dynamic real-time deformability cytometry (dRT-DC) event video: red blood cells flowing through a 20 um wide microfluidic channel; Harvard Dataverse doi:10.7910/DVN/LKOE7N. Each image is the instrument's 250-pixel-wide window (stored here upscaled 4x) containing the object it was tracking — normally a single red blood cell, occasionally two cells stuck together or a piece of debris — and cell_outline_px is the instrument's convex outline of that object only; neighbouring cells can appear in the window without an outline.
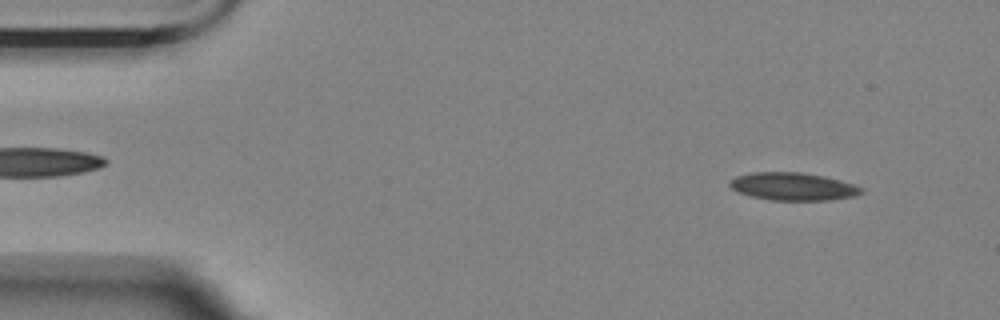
{"species": "Egyptian fruit bat (a non-hibernating species)", "species_latin": "Rousettus aegyptiacus", "temperature_condition": "room temperature", "stored_images_in_passage": 55, "camera_frame_rate_fps": 3000, "um_per_image_px": 0.085, "animal": {"sex": "female"}, "frame": {"image": 1, "passage_image": 4, "time_ms": 1.0, "image_size_px": [1000, 320], "cell_outline_px": [[864, 192], [852, 196], [828, 200], [772, 200], [752, 196], [740, 192], [732, 188], [728, 184], [728, 180], [736, 176], [748, 172], [800, 172], [824, 176], [840, 180], [864, 188]], "centroid_in_image_um": [67.38, 15.84], "position_along_channel_um": 17.6, "area_um2": 21.21}}
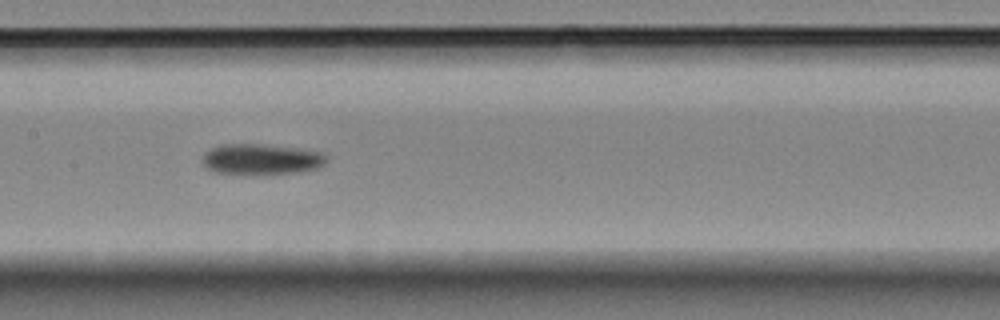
{"frame": {"image": 2, "passage_image": 26, "time_ms": 8.333, "image_size_px": [1000, 320], "cell_outline_px": [[328, 160], [324, 164], [316, 168], [300, 172], [252, 176], [216, 172], [208, 168], [204, 164], [204, 152], [220, 144], [260, 144], [296, 148], [324, 152], [328, 156]], "centroid_in_image_um": [22.24, 13.56], "position_along_channel_um": 185.2, "area_um2": 22.66}}
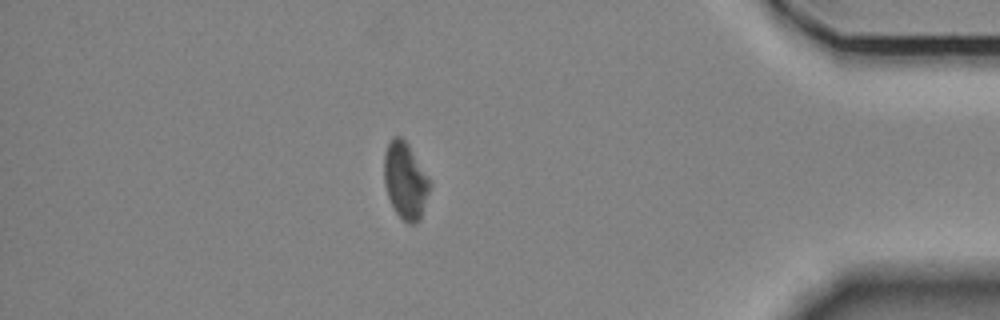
{"frame": {"image": 3, "passage_image": 48, "time_ms": 15.667, "image_size_px": [1000, 320], "cell_outline_px": [[432, 184], [420, 220], [416, 224], [408, 224], [396, 212], [388, 196], [384, 184], [384, 152], [392, 136], [400, 136], [408, 144], [432, 180]], "centroid_in_image_um": [34.48, 15.35], "position_along_channel_um": 400.7, "area_um2": 20.69}}